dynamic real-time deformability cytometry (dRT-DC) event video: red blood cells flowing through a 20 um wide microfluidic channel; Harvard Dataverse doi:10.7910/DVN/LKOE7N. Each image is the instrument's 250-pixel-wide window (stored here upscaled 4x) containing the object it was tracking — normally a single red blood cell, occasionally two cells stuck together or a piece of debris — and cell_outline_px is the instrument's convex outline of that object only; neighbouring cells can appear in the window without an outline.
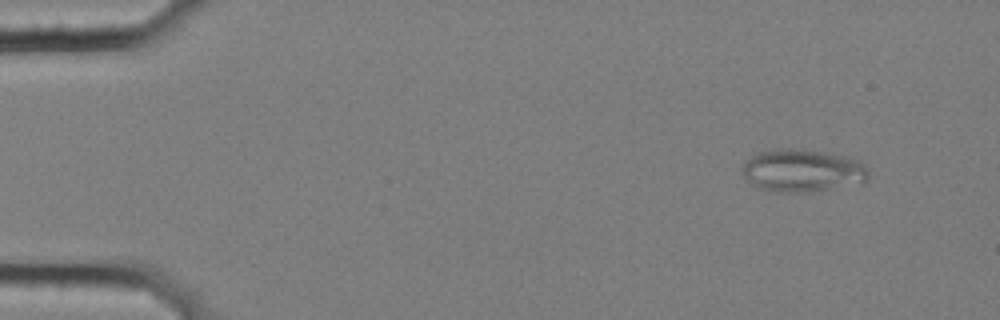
{"species": "common noctule bat (a hibernating species)", "species_latin": "Nyctalus noctula", "temperature_condition": "cold", "stored_images_in_passage": 5, "camera_frame_rate_fps": 3000, "um_per_image_px": 0.085, "animal": {"sex": "female", "body_mass_g": 25.1}, "frame": {"image": 1, "passage_image": 1, "time_ms": 0.0, "image_size_px": [1000, 320], "cell_outline_px": [[868, 180], [828, 188], [804, 192], [780, 192], [760, 188], [752, 184], [740, 172], [740, 168], [752, 156], [760, 152], [788, 148], [792, 148], [820, 152], [844, 156], [856, 160], [864, 164], [868, 172]], "centroid_in_image_um": [68.15, 14.49], "position_along_channel_um": 16.9, "area_um2": 30.52}}